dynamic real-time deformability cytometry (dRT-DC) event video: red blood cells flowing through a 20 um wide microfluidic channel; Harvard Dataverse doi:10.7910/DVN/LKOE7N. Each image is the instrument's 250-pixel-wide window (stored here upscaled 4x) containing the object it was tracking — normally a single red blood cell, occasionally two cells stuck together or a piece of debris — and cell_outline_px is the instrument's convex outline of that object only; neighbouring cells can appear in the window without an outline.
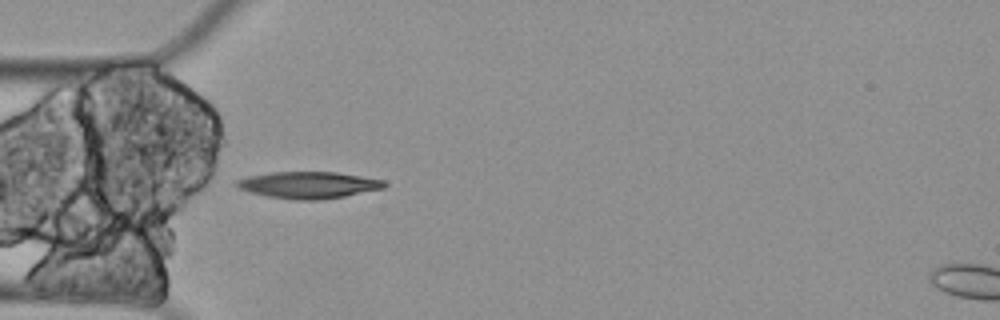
{"species": "Egyptian fruit bat (a non-hibernating species)", "species_latin": "Rousettus aegyptiacus", "temperature_condition": "cold", "stored_images_in_passage": 44, "camera_frame_rate_fps": 3000, "um_per_image_px": 0.085, "animal": {"sex": "female"}, "frame": {"image": 1, "passage_image": 1, "time_ms": 0.0, "image_size_px": [1000, 320], "cell_outline_px": [[388, 184], [384, 188], [344, 196], [320, 200], [296, 200], [268, 196], [252, 192], [240, 188], [232, 184], [236, 180], [248, 176], [272, 172], [336, 172], [384, 180]], "centroid_in_image_um": [26.22, 15.72], "position_along_channel_um": 58.8, "area_um2": 22.89}}
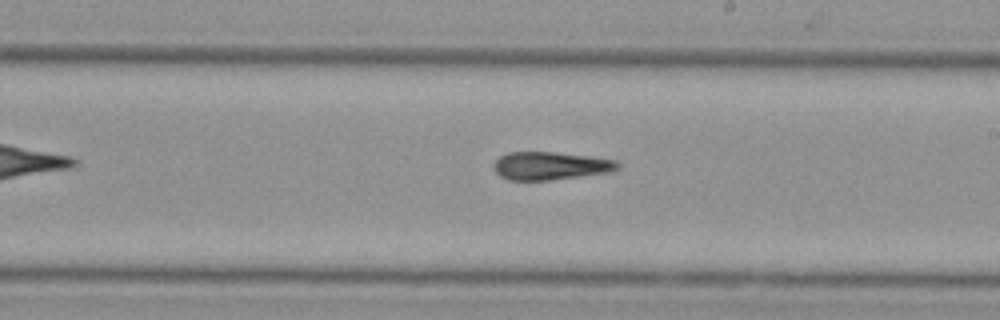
{"frame": {"image": 2, "passage_image": 17, "time_ms": 5.333, "image_size_px": [1000, 320], "cell_outline_px": [[620, 168], [612, 172], [548, 180], [508, 180], [500, 176], [492, 168], [492, 164], [500, 156], [508, 152], [556, 152], [592, 156], [616, 160], [620, 164]], "centroid_in_image_um": [46.79, 14.09], "position_along_channel_um": 242.2, "area_um2": 20.46}}
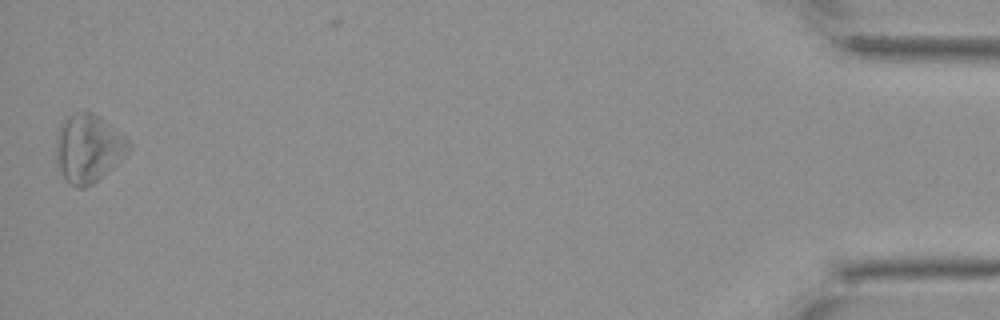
{"frame": {"image": 3, "passage_image": 42, "time_ms": 13.667, "image_size_px": [1000, 320], "cell_outline_px": [[132, 148], [112, 168], [92, 184], [84, 188], [76, 188], [64, 176], [56, 160], [56, 136], [60, 124], [68, 116], [76, 112], [92, 112], [100, 116], [124, 136], [132, 144]], "centroid_in_image_um": [7.51, 12.59], "position_along_channel_um": 427.7, "area_um2": 28.61}, "authors_computed_cell_mechanics": {"area_um2": 21.4438, "velocity_mm_per_s": 3.3174, "shape_relaxation_time_tau1_ms": 0.2483, "shape_relaxation_time_tau2_ms": null, "deformation_change_tau1": null, "deformation_change_tau2": null}}